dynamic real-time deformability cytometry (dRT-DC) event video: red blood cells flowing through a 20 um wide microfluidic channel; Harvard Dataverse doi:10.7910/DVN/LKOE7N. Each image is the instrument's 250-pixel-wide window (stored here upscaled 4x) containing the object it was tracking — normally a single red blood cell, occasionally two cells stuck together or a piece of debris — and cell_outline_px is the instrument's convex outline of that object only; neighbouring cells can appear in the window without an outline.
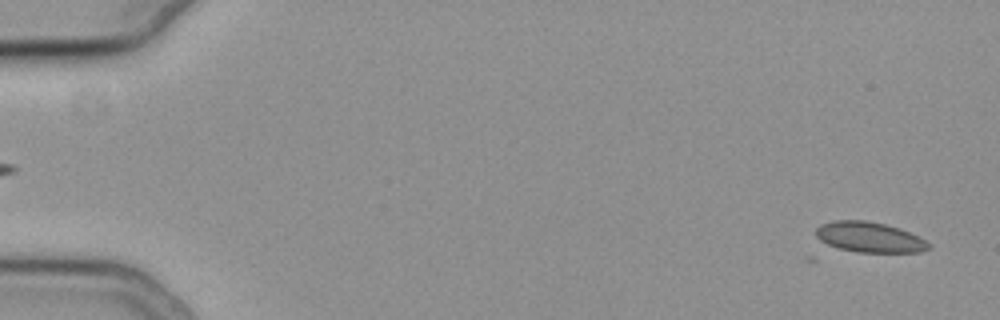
{"species": "common noctule bat (a hibernating species)", "species_latin": "Nyctalus noctula", "temperature_condition": "cold", "stored_images_in_passage": 11, "camera_frame_rate_fps": 3000, "um_per_image_px": 0.085, "animal": {"sex": "female", "body_mass_g": 19.3, "forearm_length_mm": 54.1}, "frame": {"image": 1, "passage_image": 2, "time_ms": 0.333, "image_size_px": [1000, 320], "cell_outline_px": [[928, 248], [920, 252], [856, 252], [836, 248], [820, 240], [816, 236], [816, 228], [820, 224], [836, 220], [864, 220], [884, 224], [908, 232], [924, 240], [928, 244]], "centroid_in_image_um": [73.82, 20.16], "position_along_channel_um": 11.2, "area_um2": 19.59}}